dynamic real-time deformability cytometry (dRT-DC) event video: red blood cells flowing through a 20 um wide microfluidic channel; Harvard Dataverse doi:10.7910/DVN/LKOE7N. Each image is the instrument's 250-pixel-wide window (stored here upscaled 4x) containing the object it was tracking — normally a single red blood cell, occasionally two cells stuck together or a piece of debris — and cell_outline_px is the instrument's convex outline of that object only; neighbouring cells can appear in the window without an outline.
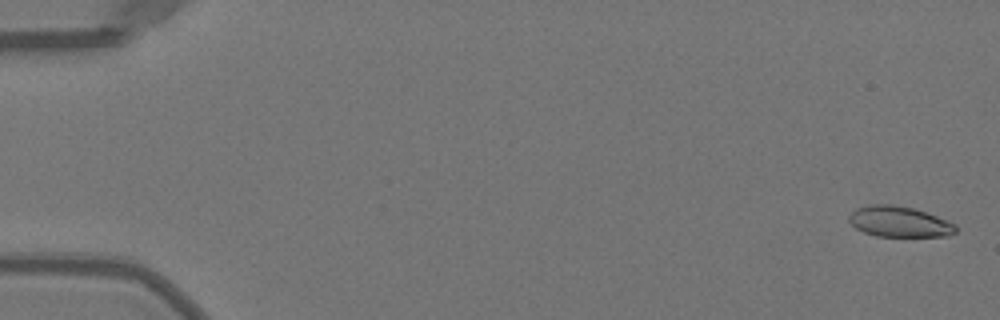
{"species": "Egyptian fruit bat (a non-hibernating species)", "species_latin": "Rousettus aegyptiacus", "temperature_condition": "warm", "stored_images_in_passage": 11, "camera_frame_rate_fps": 3000, "um_per_image_px": 0.085, "animal": {"sex": "female"}, "frame": {"image": 1, "passage_image": 2, "time_ms": 0.333, "image_size_px": [1000, 320], "cell_outline_px": [[956, 232], [948, 236], [876, 236], [864, 232], [856, 228], [848, 220], [848, 216], [856, 208], [868, 204], [892, 204], [912, 208], [936, 216], [956, 224]], "centroid_in_image_um": [76.41, 18.84], "position_along_channel_um": 8.6, "area_um2": 19.02}}